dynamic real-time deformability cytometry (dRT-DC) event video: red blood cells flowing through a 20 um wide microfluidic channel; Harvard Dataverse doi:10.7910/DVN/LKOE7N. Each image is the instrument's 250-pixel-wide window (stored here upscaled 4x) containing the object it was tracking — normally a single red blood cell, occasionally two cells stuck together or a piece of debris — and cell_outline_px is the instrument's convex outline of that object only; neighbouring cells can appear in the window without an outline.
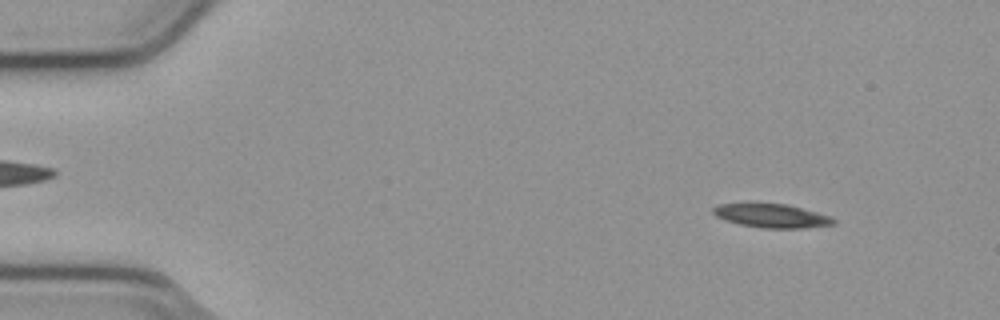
{"species": "common noctule bat (a hibernating species)", "species_latin": "Nyctalus noctula", "temperature_condition": "cold", "stored_images_in_passage": 53, "camera_frame_rate_fps": 3000, "um_per_image_px": 0.085, "animal": {"sex": "male", "body_mass_g": 23.1, "forearm_length_mm": 52.7}, "frame": {"image": 1, "passage_image": 5, "time_ms": 1.333, "image_size_px": [1000, 320], "cell_outline_px": [[836, 224], [804, 228], [760, 228], [740, 224], [724, 220], [716, 216], [712, 212], [712, 208], [716, 204], [748, 200], [788, 204], [832, 216], [836, 220]], "centroid_in_image_um": [65.51, 18.28], "position_along_channel_um": 19.5, "area_um2": 17.74}}
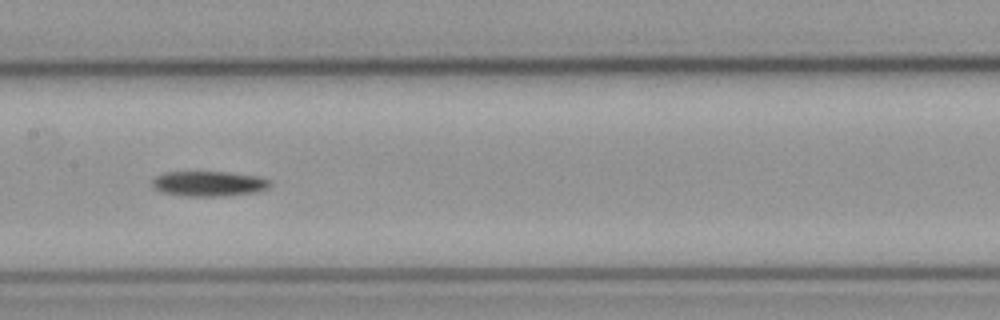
{"frame": {"image": 2, "passage_image": 26, "time_ms": 8.333, "image_size_px": [1000, 320], "cell_outline_px": [[272, 184], [268, 188], [256, 192], [224, 196], [184, 196], [160, 192], [152, 188], [152, 180], [156, 176], [164, 172], [228, 172], [256, 176], [272, 180]], "centroid_in_image_um": [17.74, 15.62], "position_along_channel_um": 189.7, "area_um2": 17.46}}
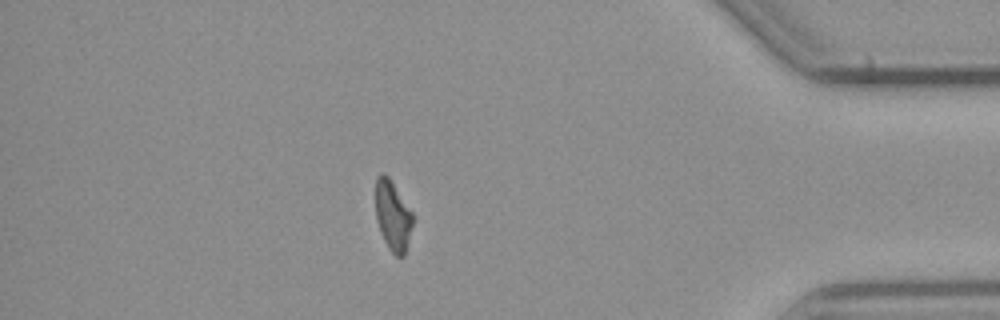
{"frame": {"image": 3, "passage_image": 46, "time_ms": 15.0, "image_size_px": [1000, 320], "cell_outline_px": [[412, 224], [404, 256], [396, 256], [388, 248], [380, 232], [376, 220], [376, 176], [380, 172], [384, 172], [388, 176], [412, 212]], "centroid_in_image_um": [33.36, 18.31], "position_along_channel_um": 401.8, "area_um2": 14.97}, "authors_computed_cell_mechanics": {"area_um2": 16.9354, "velocity_mm_per_s": 3.8029, "shape_relaxation_time_tau1_ms": 8.069, "shape_relaxation_time_tau2_ms": null, "deformation_change_tau1": 0.1897, "deformation_change_tau2": null}}